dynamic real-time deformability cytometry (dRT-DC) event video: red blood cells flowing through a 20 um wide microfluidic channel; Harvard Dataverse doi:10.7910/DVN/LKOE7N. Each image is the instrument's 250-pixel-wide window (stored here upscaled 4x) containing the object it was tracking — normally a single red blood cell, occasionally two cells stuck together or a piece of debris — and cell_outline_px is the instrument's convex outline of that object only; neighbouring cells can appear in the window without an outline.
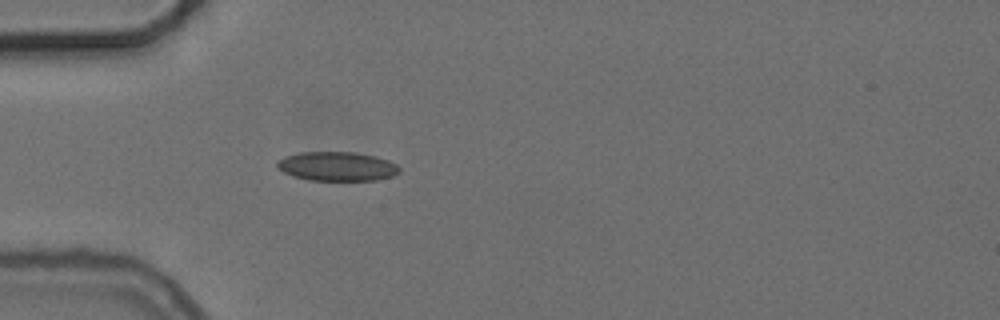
{"species": "common noctule bat (a hibernating species)", "species_latin": "Nyctalus noctula", "temperature_condition": "cold", "stored_images_in_passage": 40, "camera_frame_rate_fps": 3000, "um_per_image_px": 0.085, "animal": {"sex": "female", "body_mass_g": 24.6, "forearm_length_mm": 56.2}, "frame": {"image": 1, "passage_image": 1, "time_ms": 0.0, "image_size_px": [1000, 320], "cell_outline_px": [[400, 172], [392, 176], [376, 180], [308, 180], [292, 176], [284, 172], [276, 164], [284, 156], [300, 152], [352, 152], [376, 156], [388, 160], [396, 164], [400, 168]], "centroid_in_image_um": [28.67, 14.14], "position_along_channel_um": 56.3, "area_um2": 20.69}}
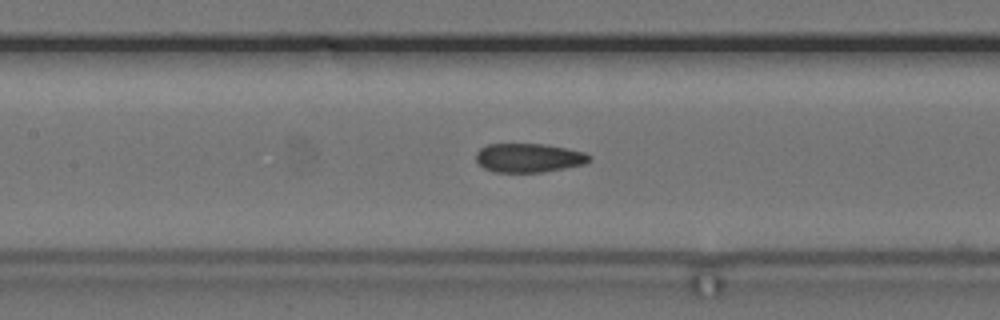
{"frame": {"image": 2, "passage_image": 10, "time_ms": 3.0, "image_size_px": [1000, 320], "cell_outline_px": [[592, 160], [584, 164], [544, 172], [492, 172], [484, 168], [476, 160], [476, 152], [480, 148], [488, 144], [544, 144], [584, 152], [592, 156]], "centroid_in_image_um": [44.94, 13.42], "position_along_channel_um": 162.5, "area_um2": 19.13}}
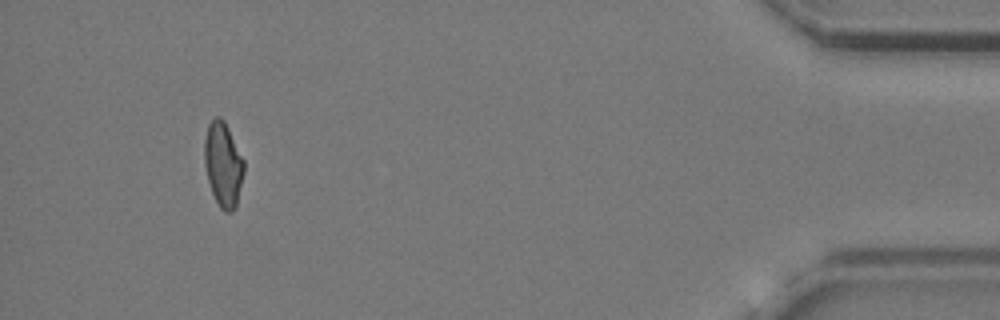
{"frame": {"image": 3, "passage_image": 36, "time_ms": 11.667, "image_size_px": [1000, 320], "cell_outline_px": [[244, 172], [236, 204], [232, 212], [224, 212], [220, 208], [212, 192], [208, 180], [204, 164], [204, 140], [208, 124], [216, 116], [220, 116], [224, 120], [244, 160]], "centroid_in_image_um": [18.95, 13.96], "position_along_channel_um": 416.2, "area_um2": 19.36}, "authors_computed_cell_mechanics": {"area_um2": 19.4786, "velocity_mm_per_s": 3.7283, "shape_relaxation_time_tau1_ms": null, "shape_relaxation_time_tau2_ms": 2.0573, "deformation_change_tau1": null, "deformation_change_tau2": 0.0827}}